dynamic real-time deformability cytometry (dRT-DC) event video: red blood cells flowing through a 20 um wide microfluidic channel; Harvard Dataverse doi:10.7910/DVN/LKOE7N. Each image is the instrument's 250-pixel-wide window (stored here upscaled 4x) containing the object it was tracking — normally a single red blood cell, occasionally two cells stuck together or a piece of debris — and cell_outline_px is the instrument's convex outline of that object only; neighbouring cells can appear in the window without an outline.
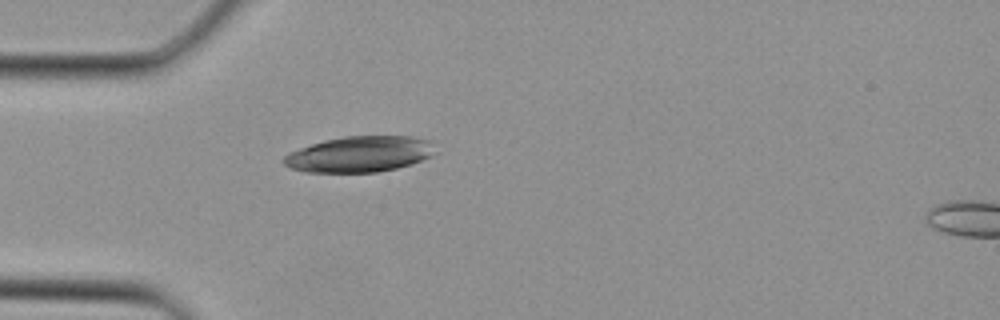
{"species": "Egyptian fruit bat (a non-hibernating species)", "species_latin": "Rousettus aegyptiacus", "temperature_condition": "cold", "stored_images_in_passage": 4, "camera_frame_rate_fps": 3000, "um_per_image_px": 0.085, "animal": {"sex": "female"}, "frame": {"image": 1, "passage_image": 1, "time_ms": 0.0, "image_size_px": [1000, 320], "cell_outline_px": [[440, 152], [412, 164], [396, 168], [376, 172], [304, 172], [288, 168], [280, 160], [288, 152], [324, 140], [344, 136], [412, 136], [428, 140]], "centroid_in_image_um": [30.56, 13.1], "position_along_channel_um": 54.4, "area_um2": 31.96}}